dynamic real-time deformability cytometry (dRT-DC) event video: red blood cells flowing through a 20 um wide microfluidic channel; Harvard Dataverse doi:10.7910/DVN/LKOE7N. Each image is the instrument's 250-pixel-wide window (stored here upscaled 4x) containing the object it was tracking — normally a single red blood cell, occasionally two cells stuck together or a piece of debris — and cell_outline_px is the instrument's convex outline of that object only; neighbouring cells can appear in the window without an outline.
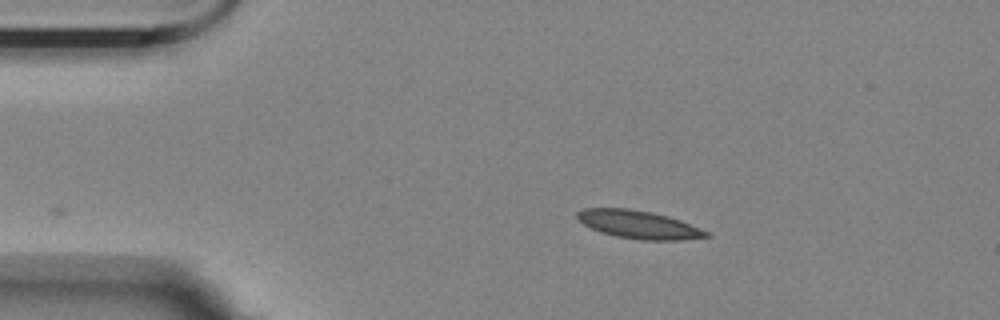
{"species": "Egyptian fruit bat (a non-hibernating species)", "species_latin": "Rousettus aegyptiacus", "temperature_condition": "room temperature", "stored_images_in_passage": 43, "camera_frame_rate_fps": 3000, "um_per_image_px": 0.085, "animal": {"sex": "female"}, "frame": {"image": 1, "passage_image": 1, "time_ms": 0.0, "image_size_px": [1000, 320], "cell_outline_px": [[712, 236], [684, 240], [640, 240], [616, 236], [600, 232], [584, 224], [576, 216], [576, 212], [584, 208], [628, 208], [652, 212], [668, 216], [680, 220], [708, 232]], "centroid_in_image_um": [54.29, 19.09], "position_along_channel_um": 30.7, "area_um2": 21.04}}
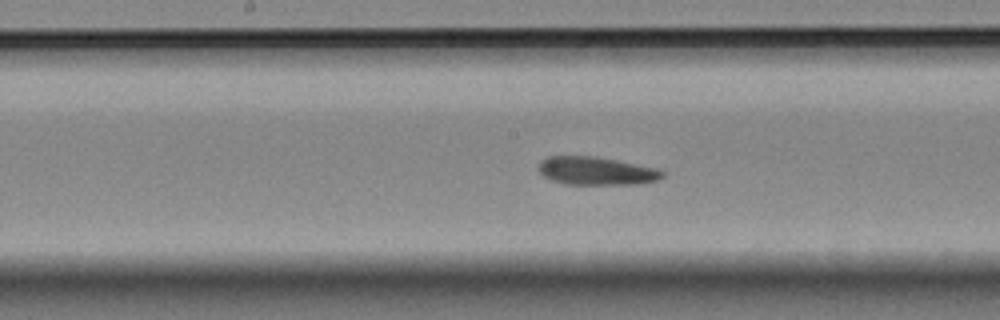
{"frame": {"image": 2, "passage_image": 19, "time_ms": 6.0, "image_size_px": [1000, 320], "cell_outline_px": [[664, 176], [656, 180], [640, 184], [564, 184], [552, 180], [544, 176], [536, 168], [540, 160], [548, 156], [596, 156], [656, 168], [664, 172]], "centroid_in_image_um": [50.64, 14.52], "position_along_channel_um": 197.6, "area_um2": 20.35}}
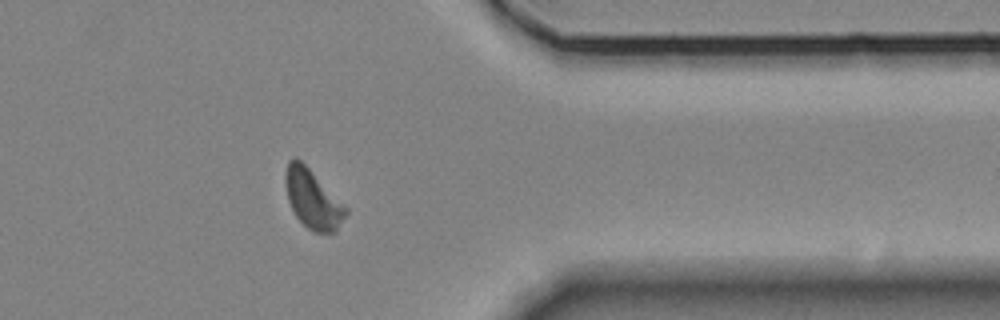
{"frame": {"image": 3, "passage_image": 36, "time_ms": 11.667, "image_size_px": [1000, 320], "cell_outline_px": [[348, 212], [336, 232], [312, 232], [296, 216], [288, 200], [284, 180], [284, 176], [288, 160], [296, 156], [348, 208]], "centroid_in_image_um": [26.57, 16.92], "position_along_channel_um": 384.8, "area_um2": 20.52}, "authors_computed_cell_mechanics": {"area_um2": 20.9814, "velocity_mm_per_s": 3.5441, "shape_relaxation_time_tau1_ms": null, "shape_relaxation_time_tau2_ms": 5.8965, "deformation_change_tau1": null, "deformation_change_tau2": 0.1292}}